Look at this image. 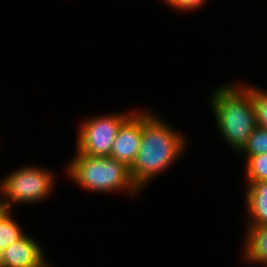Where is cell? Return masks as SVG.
Returning a JSON list of instances; mask_svg holds the SVG:
<instances>
[{"mask_svg": "<svg viewBox=\"0 0 267 267\" xmlns=\"http://www.w3.org/2000/svg\"><path fill=\"white\" fill-rule=\"evenodd\" d=\"M141 138L142 108H137L119 127L110 157L130 169L141 146Z\"/></svg>", "mask_w": 267, "mask_h": 267, "instance_id": "cell-6", "label": "cell"}, {"mask_svg": "<svg viewBox=\"0 0 267 267\" xmlns=\"http://www.w3.org/2000/svg\"><path fill=\"white\" fill-rule=\"evenodd\" d=\"M246 82L243 84L251 91L257 126L267 130V88Z\"/></svg>", "mask_w": 267, "mask_h": 267, "instance_id": "cell-11", "label": "cell"}, {"mask_svg": "<svg viewBox=\"0 0 267 267\" xmlns=\"http://www.w3.org/2000/svg\"><path fill=\"white\" fill-rule=\"evenodd\" d=\"M264 153H267V130L257 126L237 155L240 157L244 156V163L250 156Z\"/></svg>", "mask_w": 267, "mask_h": 267, "instance_id": "cell-12", "label": "cell"}, {"mask_svg": "<svg viewBox=\"0 0 267 267\" xmlns=\"http://www.w3.org/2000/svg\"><path fill=\"white\" fill-rule=\"evenodd\" d=\"M3 250L1 247H0V267H3Z\"/></svg>", "mask_w": 267, "mask_h": 267, "instance_id": "cell-16", "label": "cell"}, {"mask_svg": "<svg viewBox=\"0 0 267 267\" xmlns=\"http://www.w3.org/2000/svg\"><path fill=\"white\" fill-rule=\"evenodd\" d=\"M66 163L63 175L84 192L87 190L95 195L122 193L131 200L142 195L130 178L129 168L114 158L91 157L75 151Z\"/></svg>", "mask_w": 267, "mask_h": 267, "instance_id": "cell-3", "label": "cell"}, {"mask_svg": "<svg viewBox=\"0 0 267 267\" xmlns=\"http://www.w3.org/2000/svg\"><path fill=\"white\" fill-rule=\"evenodd\" d=\"M14 212L16 211L8 210L0 218V247L2 249L18 241L27 233L26 230L22 229L23 227L18 222L19 220H16Z\"/></svg>", "mask_w": 267, "mask_h": 267, "instance_id": "cell-10", "label": "cell"}, {"mask_svg": "<svg viewBox=\"0 0 267 267\" xmlns=\"http://www.w3.org/2000/svg\"><path fill=\"white\" fill-rule=\"evenodd\" d=\"M215 86L207 99L217 133L238 154L257 127L251 91L238 81Z\"/></svg>", "mask_w": 267, "mask_h": 267, "instance_id": "cell-2", "label": "cell"}, {"mask_svg": "<svg viewBox=\"0 0 267 267\" xmlns=\"http://www.w3.org/2000/svg\"><path fill=\"white\" fill-rule=\"evenodd\" d=\"M136 109L85 117L76 131L75 151L91 157H110L119 127Z\"/></svg>", "mask_w": 267, "mask_h": 267, "instance_id": "cell-5", "label": "cell"}, {"mask_svg": "<svg viewBox=\"0 0 267 267\" xmlns=\"http://www.w3.org/2000/svg\"><path fill=\"white\" fill-rule=\"evenodd\" d=\"M51 264H53V263L47 262L43 267H56V266L51 265Z\"/></svg>", "mask_w": 267, "mask_h": 267, "instance_id": "cell-17", "label": "cell"}, {"mask_svg": "<svg viewBox=\"0 0 267 267\" xmlns=\"http://www.w3.org/2000/svg\"><path fill=\"white\" fill-rule=\"evenodd\" d=\"M8 211V208L3 203V200L0 197V218Z\"/></svg>", "mask_w": 267, "mask_h": 267, "instance_id": "cell-15", "label": "cell"}, {"mask_svg": "<svg viewBox=\"0 0 267 267\" xmlns=\"http://www.w3.org/2000/svg\"><path fill=\"white\" fill-rule=\"evenodd\" d=\"M243 167L245 181H267V153L250 156Z\"/></svg>", "mask_w": 267, "mask_h": 267, "instance_id": "cell-13", "label": "cell"}, {"mask_svg": "<svg viewBox=\"0 0 267 267\" xmlns=\"http://www.w3.org/2000/svg\"><path fill=\"white\" fill-rule=\"evenodd\" d=\"M56 176L50 168L25 163L0 178V197L8 210L15 211L17 205L41 204L55 192Z\"/></svg>", "mask_w": 267, "mask_h": 267, "instance_id": "cell-4", "label": "cell"}, {"mask_svg": "<svg viewBox=\"0 0 267 267\" xmlns=\"http://www.w3.org/2000/svg\"><path fill=\"white\" fill-rule=\"evenodd\" d=\"M243 229L239 260L242 259L248 267H267V225L244 226Z\"/></svg>", "mask_w": 267, "mask_h": 267, "instance_id": "cell-9", "label": "cell"}, {"mask_svg": "<svg viewBox=\"0 0 267 267\" xmlns=\"http://www.w3.org/2000/svg\"><path fill=\"white\" fill-rule=\"evenodd\" d=\"M245 226L267 225V181H244Z\"/></svg>", "mask_w": 267, "mask_h": 267, "instance_id": "cell-8", "label": "cell"}, {"mask_svg": "<svg viewBox=\"0 0 267 267\" xmlns=\"http://www.w3.org/2000/svg\"><path fill=\"white\" fill-rule=\"evenodd\" d=\"M164 1V5L166 4L169 9H172L173 12L175 10V13L179 11V13H183V14H187V12H189V14L191 12L195 13L200 11L201 9H205L206 7L204 6H208L209 3H211V1L209 0H162Z\"/></svg>", "mask_w": 267, "mask_h": 267, "instance_id": "cell-14", "label": "cell"}, {"mask_svg": "<svg viewBox=\"0 0 267 267\" xmlns=\"http://www.w3.org/2000/svg\"><path fill=\"white\" fill-rule=\"evenodd\" d=\"M36 235L26 233L3 250V267H43L49 260Z\"/></svg>", "mask_w": 267, "mask_h": 267, "instance_id": "cell-7", "label": "cell"}, {"mask_svg": "<svg viewBox=\"0 0 267 267\" xmlns=\"http://www.w3.org/2000/svg\"><path fill=\"white\" fill-rule=\"evenodd\" d=\"M153 111L142 109L141 146L129 169L130 178L141 193L162 173L169 172L190 148L188 135Z\"/></svg>", "mask_w": 267, "mask_h": 267, "instance_id": "cell-1", "label": "cell"}]
</instances>
